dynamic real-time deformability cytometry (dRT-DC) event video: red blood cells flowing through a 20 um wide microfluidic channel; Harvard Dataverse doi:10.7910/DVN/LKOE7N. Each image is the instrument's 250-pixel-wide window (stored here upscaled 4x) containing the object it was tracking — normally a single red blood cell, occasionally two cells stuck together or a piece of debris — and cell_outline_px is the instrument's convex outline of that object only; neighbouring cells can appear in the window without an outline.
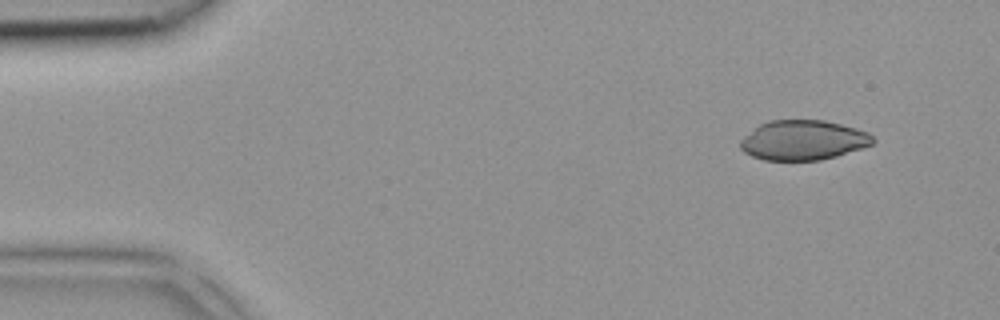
{"species": "common noctule bat (a hibernating species)", "species_latin": "Nyctalus noctula", "temperature_condition": "room temperature", "stored_images_in_passage": 3, "camera_frame_rate_fps": 3000, "um_per_image_px": 0.085, "animal": {"sex": "female", "body_mass_g": 18.4}, "frame": {"image": 1, "passage_image": 1, "time_ms": 0.0, "image_size_px": [1000, 320], "cell_outline_px": [[876, 140], [872, 144], [836, 156], [820, 160], [764, 160], [752, 156], [744, 152], [740, 148], [740, 140], [744, 136], [760, 124], [768, 120], [824, 120], [856, 128], [868, 132]], "centroid_in_image_um": [68.25, 11.91], "position_along_channel_um": 16.7, "area_um2": 30.63}}